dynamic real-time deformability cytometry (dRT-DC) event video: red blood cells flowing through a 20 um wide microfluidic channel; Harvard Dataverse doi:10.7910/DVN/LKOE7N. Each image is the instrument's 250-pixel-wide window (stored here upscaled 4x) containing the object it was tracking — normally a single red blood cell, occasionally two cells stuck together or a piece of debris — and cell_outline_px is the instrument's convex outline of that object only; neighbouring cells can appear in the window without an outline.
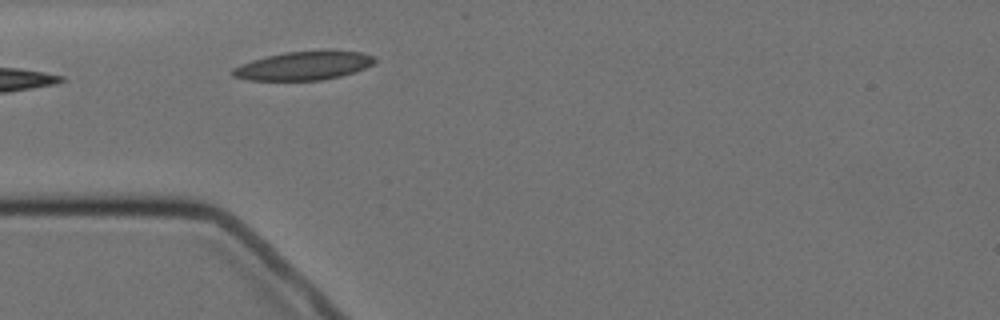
{"species": "Egyptian fruit bat (a non-hibernating species)", "species_latin": "Rousettus aegyptiacus", "temperature_condition": "cold", "stored_images_in_passage": 1, "camera_frame_rate_fps": 3000, "um_per_image_px": 0.085, "animal": {"sex": "female"}, "frame": {"image": 1, "passage_image": 1, "time_ms": 0.0, "image_size_px": [1000, 320], "cell_outline_px": [[376, 60], [372, 64], [364, 68], [340, 76], [320, 80], [248, 80], [232, 76], [228, 72], [232, 68], [240, 64], [252, 60], [284, 52], [328, 48], [332, 48], [360, 52], [376, 56]], "centroid_in_image_um": [25.82, 5.55], "position_along_channel_um": 59.2, "area_um2": 24.33}}